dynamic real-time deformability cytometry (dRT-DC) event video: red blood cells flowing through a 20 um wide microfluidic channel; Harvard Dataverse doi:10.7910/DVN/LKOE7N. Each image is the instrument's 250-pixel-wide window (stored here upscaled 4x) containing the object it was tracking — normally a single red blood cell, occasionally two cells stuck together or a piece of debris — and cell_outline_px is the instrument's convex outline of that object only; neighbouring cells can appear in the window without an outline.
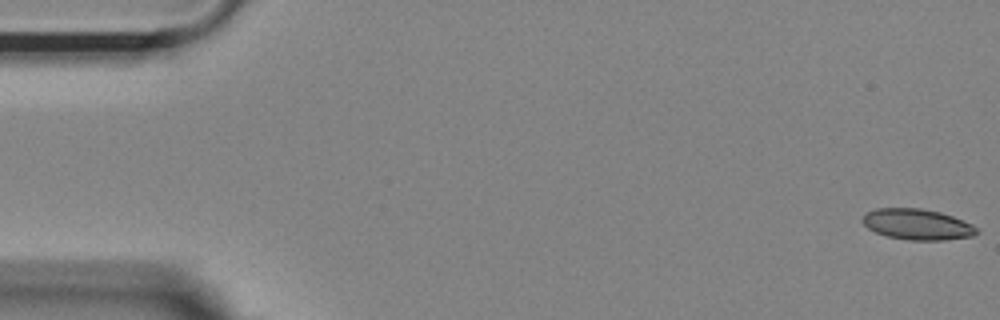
{"species": "Egyptian fruit bat (a non-hibernating species)", "species_latin": "Rousettus aegyptiacus", "temperature_condition": "room temperature", "stored_images_in_passage": 10, "camera_frame_rate_fps": 3000, "um_per_image_px": 0.085, "animal": {"sex": "female"}, "frame": {"image": 1, "passage_image": 1, "time_ms": 0.0, "image_size_px": [1000, 320], "cell_outline_px": [[980, 232], [972, 236], [944, 240], [908, 240], [888, 236], [876, 232], [868, 228], [860, 220], [868, 212], [876, 208], [920, 208], [940, 212], [952, 216], [972, 224]], "centroid_in_image_um": [77.97, 19.07], "position_along_channel_um": 7.0, "area_um2": 20.4}}